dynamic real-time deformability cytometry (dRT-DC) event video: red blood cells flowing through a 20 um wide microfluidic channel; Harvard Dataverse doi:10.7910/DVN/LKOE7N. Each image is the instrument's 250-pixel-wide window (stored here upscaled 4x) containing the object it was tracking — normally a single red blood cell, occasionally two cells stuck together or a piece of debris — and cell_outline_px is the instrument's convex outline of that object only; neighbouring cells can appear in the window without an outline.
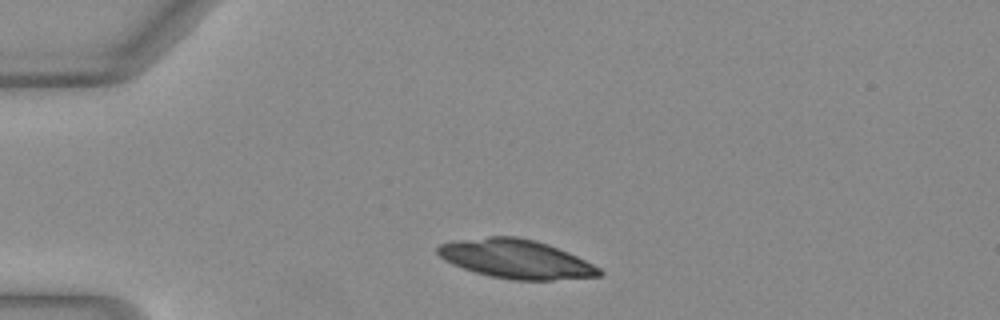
{"species": "Egyptian fruit bat (a non-hibernating species)", "species_latin": "Rousettus aegyptiacus", "temperature_condition": "warm", "stored_images_in_passage": 34, "camera_frame_rate_fps": 3000, "um_per_image_px": 0.085, "animal": {"sex": "female"}, "frame": {"image": 1, "passage_image": 1, "time_ms": 0.0, "image_size_px": [1000, 320], "cell_outline_px": [[604, 272], [600, 276], [552, 280], [512, 280], [492, 276], [476, 272], [452, 264], [444, 260], [436, 252], [436, 248], [440, 244], [456, 240], [488, 236], [516, 236], [536, 240], [548, 244], [568, 252], [600, 268]], "centroid_in_image_um": [43.85, 22.0], "position_along_channel_um": 41.1, "area_um2": 36.53}}
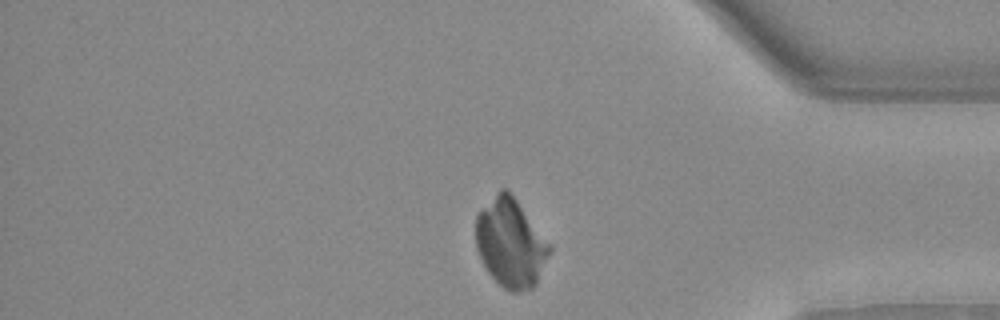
{"frame": {"image": 2, "passage_image": 31, "time_ms": 10.0, "image_size_px": [1000, 320], "cell_outline_px": [[552, 248], [536, 284], [532, 288], [520, 292], [508, 292], [488, 272], [476, 248], [476, 216], [496, 192], [500, 188], [508, 188], [552, 244]], "centroid_in_image_um": [43.43, 20.64], "position_along_channel_um": 391.8, "area_um2": 38.26}}